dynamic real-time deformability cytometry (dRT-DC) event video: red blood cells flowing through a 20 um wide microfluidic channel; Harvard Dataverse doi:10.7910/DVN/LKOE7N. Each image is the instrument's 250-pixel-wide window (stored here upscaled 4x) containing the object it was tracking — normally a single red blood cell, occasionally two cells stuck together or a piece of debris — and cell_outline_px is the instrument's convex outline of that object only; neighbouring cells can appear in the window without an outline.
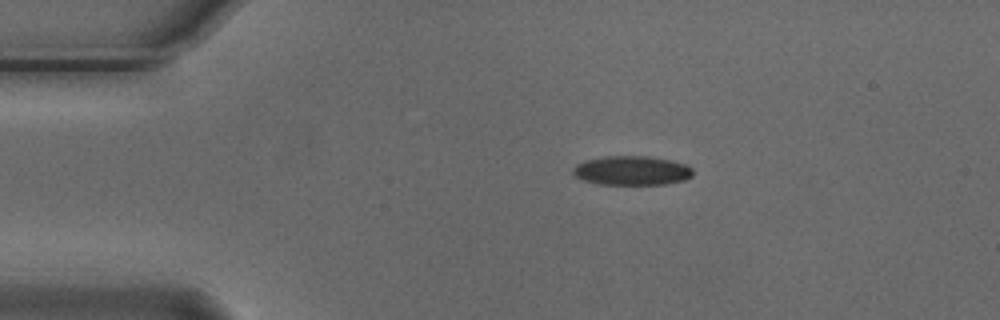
{"species": "Egyptian fruit bat (a non-hibernating species)", "species_latin": "Rousettus aegyptiacus", "temperature_condition": "cold", "stored_images_in_passage": 3, "camera_frame_rate_fps": 3000, "um_per_image_px": 0.085, "animal": {"sex": "male"}, "frame": {"image": 1, "passage_image": 1, "time_ms": 0.0, "image_size_px": [1000, 320], "cell_outline_px": [[692, 176], [684, 180], [664, 184], [600, 184], [584, 180], [576, 176], [572, 172], [572, 168], [576, 164], [584, 160], [604, 156], [648, 156], [672, 160], [688, 164], [692, 168]], "centroid_in_image_um": [53.71, 14.48], "position_along_channel_um": 31.3, "area_um2": 20.52}}
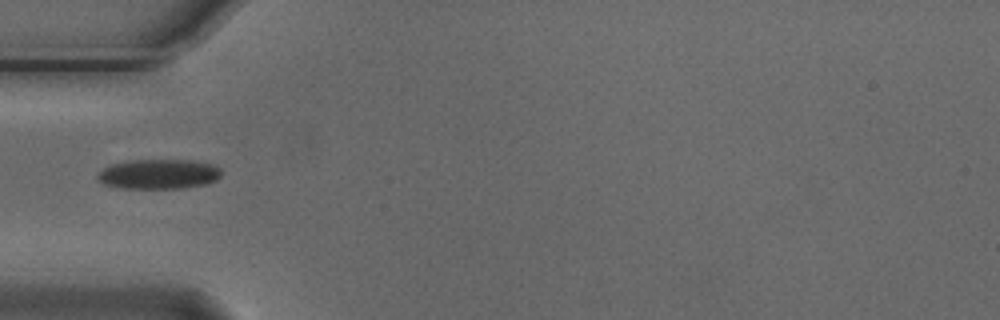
{"frame": {"image": 2, "passage_image": 3, "time_ms": 0.667, "image_size_px": [1000, 320], "cell_outline_px": [[220, 176], [216, 180], [208, 184], [180, 188], [120, 188], [104, 184], [96, 176], [104, 168], [112, 164], [132, 160], [192, 160], [216, 164], [220, 168]], "centroid_in_image_um": [13.54, 14.79], "position_along_channel_um": 71.5, "area_um2": 21.5}}